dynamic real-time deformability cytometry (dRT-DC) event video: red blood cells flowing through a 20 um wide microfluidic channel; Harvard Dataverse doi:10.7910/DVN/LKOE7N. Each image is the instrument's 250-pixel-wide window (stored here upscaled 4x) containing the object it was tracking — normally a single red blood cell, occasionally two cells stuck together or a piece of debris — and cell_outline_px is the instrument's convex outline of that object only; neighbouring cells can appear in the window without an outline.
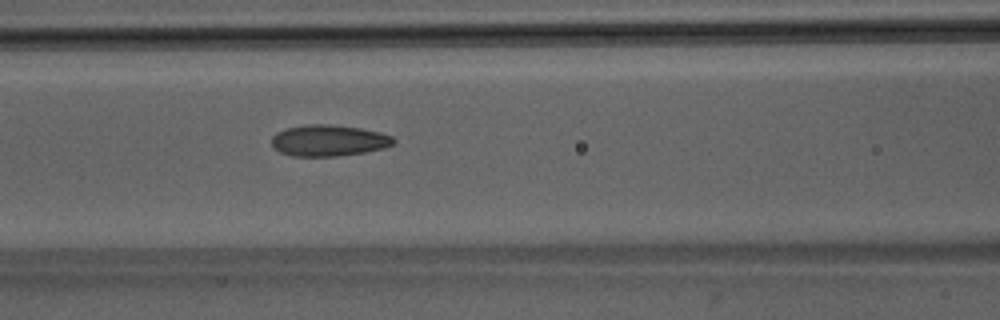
{"species": "Egyptian fruit bat (a non-hibernating species)", "species_latin": "Rousettus aegyptiacus", "temperature_condition": "room temperature", "stored_images_in_passage": 51, "camera_frame_rate_fps": 3000, "um_per_image_px": 0.085, "animal": {"sex": "male"}, "frame": {"image": 1, "passage_image": 22, "time_ms": 7.0, "image_size_px": [1000, 320], "cell_outline_px": [[396, 140], [392, 144], [384, 148], [364, 152], [336, 156], [292, 156], [280, 152], [272, 144], [272, 136], [276, 132], [288, 128], [312, 124], [328, 124], [360, 128], [380, 132], [392, 136]], "centroid_in_image_um": [27.95, 11.94], "position_along_channel_um": 138.7, "area_um2": 22.02}}
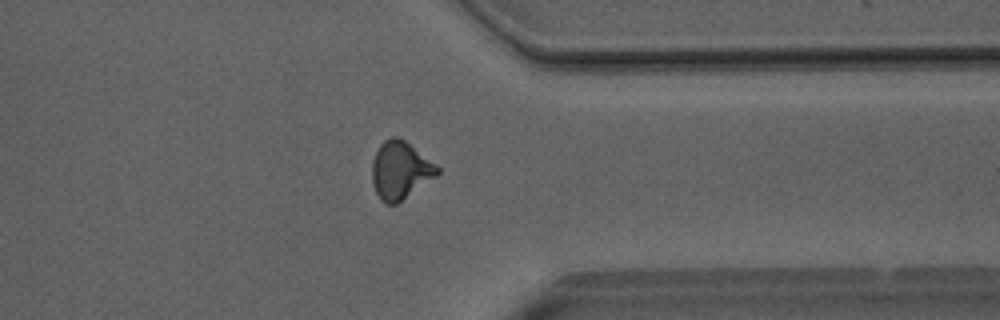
{"frame": {"image": 2, "passage_image": 40, "time_ms": 13.0, "image_size_px": [1000, 320], "cell_outline_px": [[440, 172], [436, 176], [396, 204], [384, 204], [380, 200], [376, 192], [372, 180], [372, 160], [380, 144], [384, 140], [392, 136], [400, 136], [436, 164], [440, 168]], "centroid_in_image_um": [34.01, 14.45], "position_along_channel_um": 377.4, "area_um2": 21.96}}
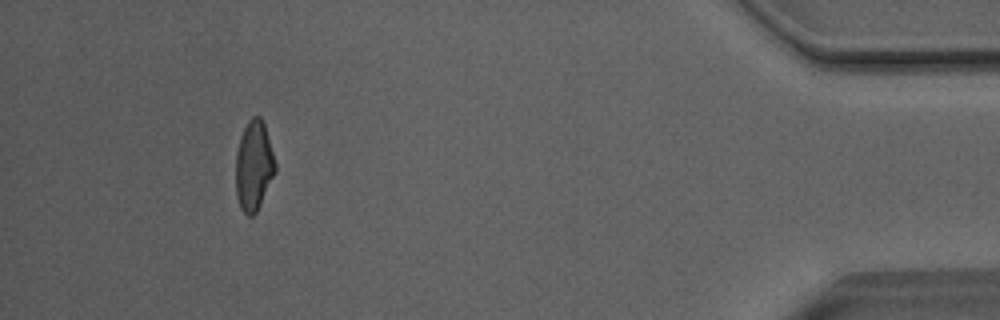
{"frame": {"image": 3, "passage_image": 47, "time_ms": 15.333, "image_size_px": [1000, 320], "cell_outline_px": [[276, 172], [256, 212], [252, 216], [248, 216], [240, 208], [236, 196], [236, 152], [240, 136], [248, 120], [252, 116], [260, 116], [264, 124], [276, 164]], "centroid_in_image_um": [21.56, 14.09], "position_along_channel_um": 413.6, "area_um2": 20.63}, "authors_computed_cell_mechanics": {"area_um2": 21.8484, "velocity_mm_per_s": 4.0595, "shape_relaxation_time_tau1_ms": 9.0577, "shape_relaxation_time_tau2_ms": 1.874, "deformation_change_tau1": 0.209, "deformation_change_tau2": 0.0942}}